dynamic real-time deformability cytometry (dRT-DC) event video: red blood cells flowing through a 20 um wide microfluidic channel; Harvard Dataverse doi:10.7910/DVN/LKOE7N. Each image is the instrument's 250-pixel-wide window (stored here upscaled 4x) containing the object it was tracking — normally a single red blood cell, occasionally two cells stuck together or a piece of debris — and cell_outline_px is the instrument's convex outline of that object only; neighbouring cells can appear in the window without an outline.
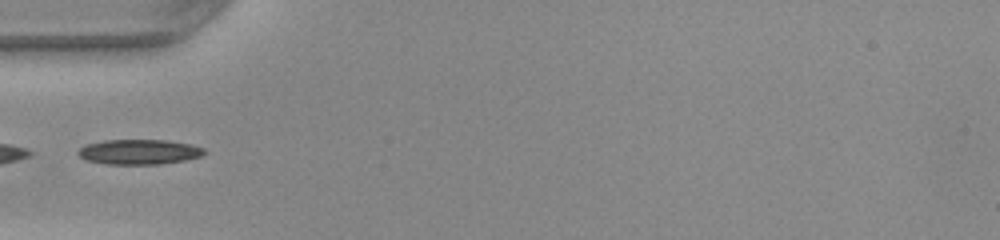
{"species": "common noctule bat (a hibernating species)", "species_latin": "Nyctalus noctula", "temperature_condition": "warm", "stored_images_in_passage": 11, "camera_frame_rate_fps": 3000, "um_per_image_px": 0.085, "animal": {"sex": "female", "body_mass_g": 22.0, "forearm_length_mm": 56.7}, "frame": {"image": 1, "passage_image": 1, "time_ms": 0.0, "image_size_px": [1000, 240], "cell_outline_px": [[208, 152], [200, 156], [184, 160], [160, 164], [108, 164], [88, 160], [80, 156], [76, 152], [80, 148], [88, 144], [104, 140], [164, 140], [188, 144], [204, 148]], "centroid_in_image_um": [11.83, 12.91], "position_along_channel_um": 73.2, "area_um2": 18.15}}